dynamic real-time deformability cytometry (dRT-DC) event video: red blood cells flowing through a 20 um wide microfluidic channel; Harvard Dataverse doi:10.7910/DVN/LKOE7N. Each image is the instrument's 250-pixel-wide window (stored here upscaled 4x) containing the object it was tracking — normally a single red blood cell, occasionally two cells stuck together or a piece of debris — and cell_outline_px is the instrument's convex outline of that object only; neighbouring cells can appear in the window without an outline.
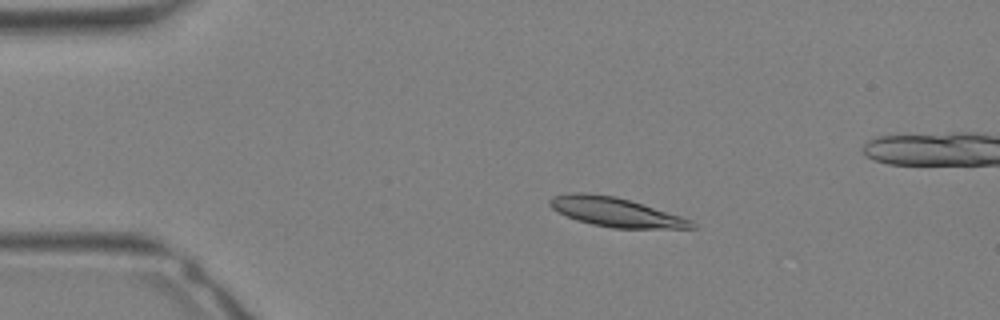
{"species": "Egyptian fruit bat (a non-hibernating species)", "species_latin": "Rousettus aegyptiacus", "temperature_condition": "warm", "stored_images_in_passage": 34, "camera_frame_rate_fps": 3000, "um_per_image_px": 0.085, "animal": {"sex": "female"}, "frame": {"image": 1, "passage_image": 6, "time_ms": 1.667, "image_size_px": [1000, 320], "cell_outline_px": [[696, 228], [612, 228], [592, 224], [576, 220], [556, 212], [548, 204], [548, 200], [552, 196], [568, 192], [584, 192], [616, 196], [680, 216], [692, 220], [696, 224]], "centroid_in_image_um": [52.25, 18.01], "position_along_channel_um": 32.7, "area_um2": 24.16}}
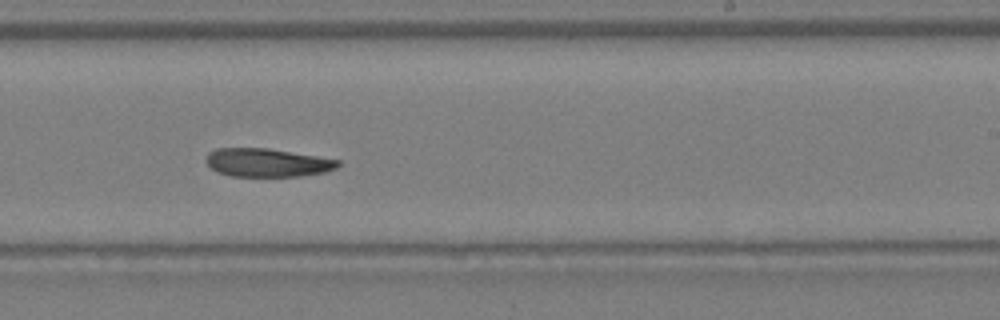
{"frame": {"image": 2, "passage_image": 20, "time_ms": 6.333, "image_size_px": [1000, 320], "cell_outline_px": [[340, 164], [336, 168], [324, 172], [300, 176], [232, 176], [216, 172], [204, 160], [208, 152], [216, 148], [268, 148], [340, 160]], "centroid_in_image_um": [22.68, 13.82], "position_along_channel_um": 266.3, "area_um2": 21.79}}
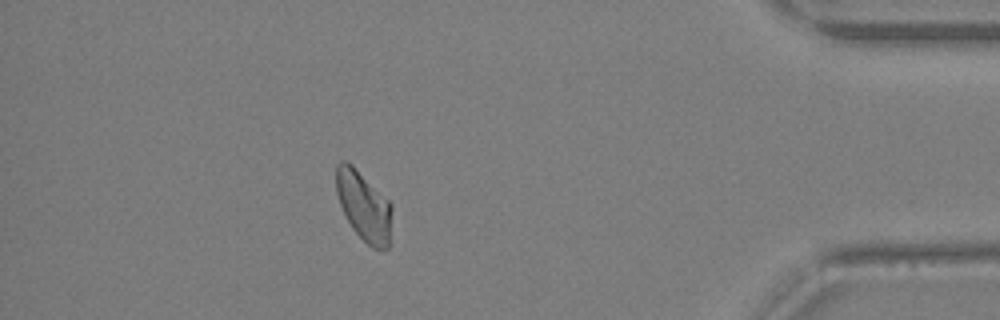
{"frame": {"image": 3, "passage_image": 29, "time_ms": 9.333, "image_size_px": [1000, 320], "cell_outline_px": [[392, 208], [388, 248], [372, 248], [352, 228], [340, 204], [336, 192], [336, 164], [340, 160], [344, 160], [352, 164], [392, 204]], "centroid_in_image_um": [30.91, 17.48], "position_along_channel_um": 404.3, "area_um2": 22.25}}